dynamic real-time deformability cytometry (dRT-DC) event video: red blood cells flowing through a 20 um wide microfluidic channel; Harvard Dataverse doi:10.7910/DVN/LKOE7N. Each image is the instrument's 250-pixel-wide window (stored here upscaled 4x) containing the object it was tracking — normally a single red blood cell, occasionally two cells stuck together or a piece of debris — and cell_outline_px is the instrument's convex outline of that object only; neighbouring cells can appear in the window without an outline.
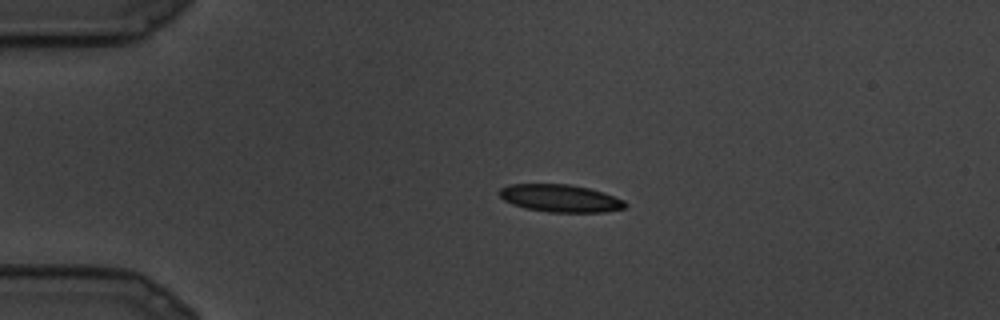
{"species": "common noctule bat (a hibernating species)", "species_latin": "Nyctalus noctula", "temperature_condition": "cold", "stored_images_in_passage": 11, "camera_frame_rate_fps": 3000, "um_per_image_px": 0.085, "animal": {"sex": "male", "body_mass_g": 19.5, "forearm_length_mm": 54.6}, "frame": {"image": 1, "passage_image": 1, "time_ms": 0.0, "image_size_px": [1000, 320], "cell_outline_px": [[628, 204], [624, 208], [604, 212], [548, 212], [524, 208], [512, 204], [504, 200], [496, 192], [500, 188], [508, 184], [568, 184], [588, 188], [604, 192], [624, 200]], "centroid_in_image_um": [47.6, 16.85], "position_along_channel_um": 37.4, "area_um2": 20.35}}
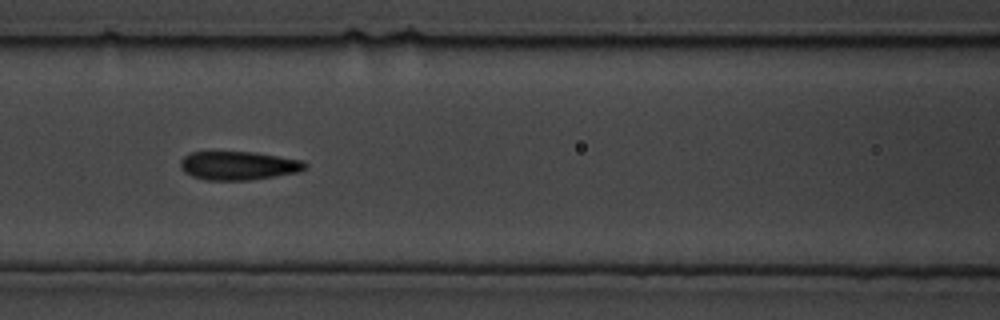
{"frame": {"image": 2, "passage_image": 7, "time_ms": 2.0, "image_size_px": [1000, 320], "cell_outline_px": [[308, 168], [300, 172], [248, 180], [208, 180], [192, 176], [184, 172], [180, 168], [180, 160], [184, 156], [192, 152], [256, 152], [300, 160], [308, 164]], "centroid_in_image_um": [20.27, 14.08], "position_along_channel_um": 146.3, "area_um2": 20.81}}
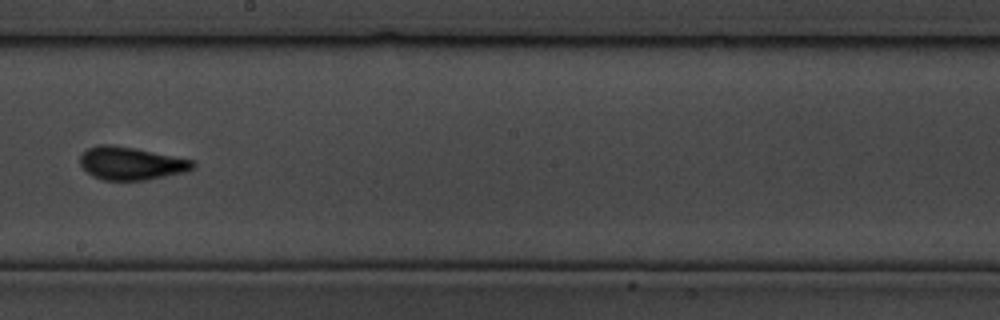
{"frame": {"image": 3, "passage_image": 10, "time_ms": 3.0, "image_size_px": [1000, 320], "cell_outline_px": [[196, 164], [188, 172], [144, 180], [104, 180], [92, 176], [80, 164], [80, 156], [88, 148], [100, 144], [112, 144], [136, 148], [196, 160]], "centroid_in_image_um": [11.19, 13.88], "position_along_channel_um": 237.0, "area_um2": 21.85}}